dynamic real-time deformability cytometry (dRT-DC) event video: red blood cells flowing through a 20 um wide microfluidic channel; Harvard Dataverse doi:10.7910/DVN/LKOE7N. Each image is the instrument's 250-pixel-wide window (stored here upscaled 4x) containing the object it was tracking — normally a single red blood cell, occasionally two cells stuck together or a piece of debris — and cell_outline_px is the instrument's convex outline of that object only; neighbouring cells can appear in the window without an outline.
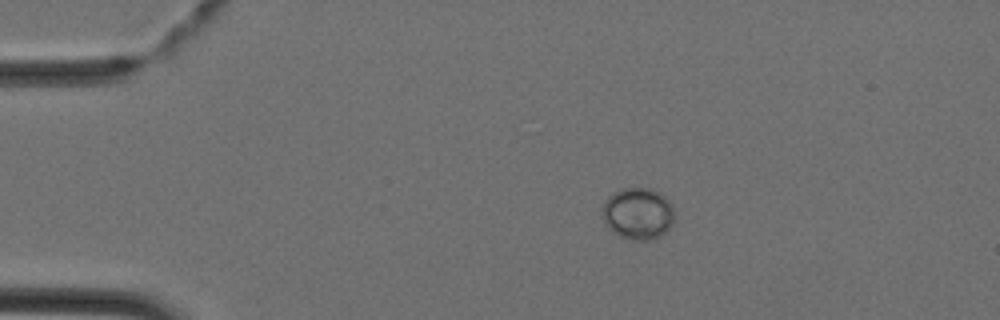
{"species": "Egyptian fruit bat (a non-hibernating species)", "species_latin": "Rousettus aegyptiacus", "temperature_condition": "cold", "stored_images_in_passage": 4, "camera_frame_rate_fps": 3000, "um_per_image_px": 0.085, "animal": {"sex": "female"}, "frame": {"image": 1, "passage_image": 3, "time_ms": 0.667, "image_size_px": [1000, 320], "cell_outline_px": [[672, 224], [660, 236], [652, 240], [632, 240], [620, 236], [612, 232], [604, 220], [600, 212], [600, 208], [604, 200], [612, 192], [620, 188], [648, 188], [660, 192], [672, 204]], "centroid_in_image_um": [54.17, 18.13], "position_along_channel_um": 30.8, "area_um2": 21.96}}